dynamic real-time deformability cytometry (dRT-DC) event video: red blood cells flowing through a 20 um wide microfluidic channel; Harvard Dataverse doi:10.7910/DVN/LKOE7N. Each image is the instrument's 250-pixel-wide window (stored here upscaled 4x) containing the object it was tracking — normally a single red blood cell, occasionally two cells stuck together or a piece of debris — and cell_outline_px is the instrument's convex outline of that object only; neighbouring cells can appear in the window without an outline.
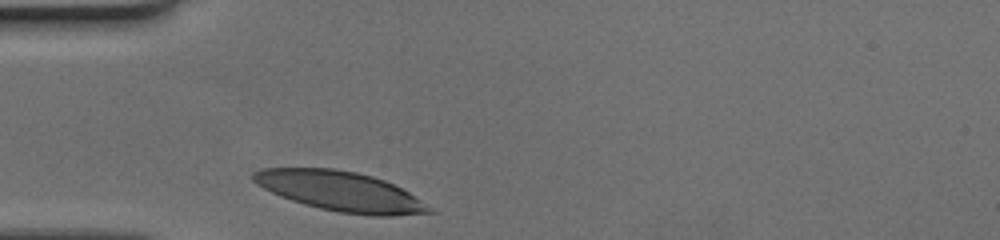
{"species": "human", "species_latin": "Homo sapiens", "temperature_condition": "cold", "stored_images_in_passage": 27, "camera_frame_rate_fps": 3000, "um_per_image_px": 0.085, "donor": {"sex": "female"}, "frame": {"image": 1, "passage_image": 1, "time_ms": 0.0, "image_size_px": [1000, 240], "cell_outline_px": [[436, 212], [392, 216], [372, 216], [340, 212], [320, 208], [304, 204], [280, 196], [256, 184], [252, 180], [252, 172], [260, 168], [332, 168], [356, 172], [372, 176], [384, 180], [408, 192], [432, 208]], "centroid_in_image_um": [28.91, 16.26], "position_along_channel_um": 56.1, "area_um2": 40.52}}
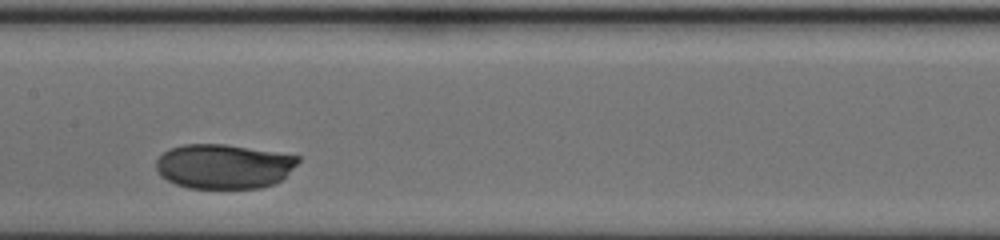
{"frame": {"image": 2, "passage_image": 12, "time_ms": 3.667, "image_size_px": [1000, 240], "cell_outline_px": [[300, 160], [276, 184], [260, 188], [188, 188], [176, 184], [160, 176], [156, 168], [156, 160], [164, 152], [172, 148], [184, 144], [224, 144], [300, 156]], "centroid_in_image_um": [19.0, 14.14], "position_along_channel_um": 188.4, "area_um2": 36.7}}
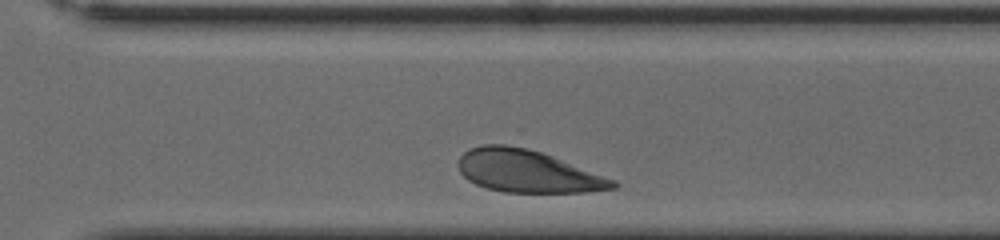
{"frame": {"image": 3, "passage_image": 23, "time_ms": 7.333, "image_size_px": [1000, 240], "cell_outline_px": [[620, 184], [616, 188], [584, 192], [504, 192], [488, 188], [476, 184], [468, 180], [460, 172], [456, 164], [460, 156], [468, 148], [484, 144], [504, 144], [524, 148], [540, 152], [552, 156], [616, 180]], "centroid_in_image_um": [44.81, 14.55], "position_along_channel_um": 325.8, "area_um2": 38.09}}